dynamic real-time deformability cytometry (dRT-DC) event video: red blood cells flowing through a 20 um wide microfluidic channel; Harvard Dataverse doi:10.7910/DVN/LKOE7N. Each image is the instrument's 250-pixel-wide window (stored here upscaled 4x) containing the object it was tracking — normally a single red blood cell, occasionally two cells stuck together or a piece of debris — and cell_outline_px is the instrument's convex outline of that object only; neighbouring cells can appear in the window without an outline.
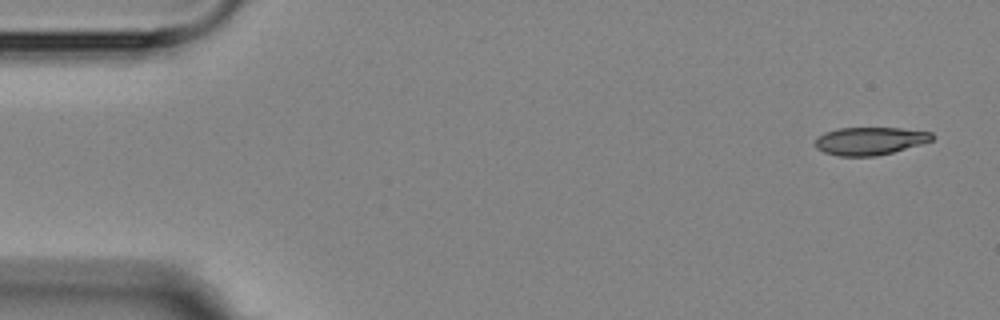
{"species": "Egyptian fruit bat (a non-hibernating species)", "species_latin": "Rousettus aegyptiacus", "temperature_condition": "room temperature", "stored_images_in_passage": 5, "camera_frame_rate_fps": 3000, "um_per_image_px": 0.085, "animal": {"sex": "female"}, "frame": {"image": 1, "passage_image": 1, "time_ms": 0.0, "image_size_px": [1000, 320], "cell_outline_px": [[936, 136], [932, 140], [920, 144], [892, 152], [876, 156], [836, 156], [824, 152], [816, 148], [812, 144], [816, 136], [824, 132], [840, 128], [900, 128], [932, 132]], "centroid_in_image_um": [73.88, 11.98], "position_along_channel_um": 11.1, "area_um2": 19.13}}
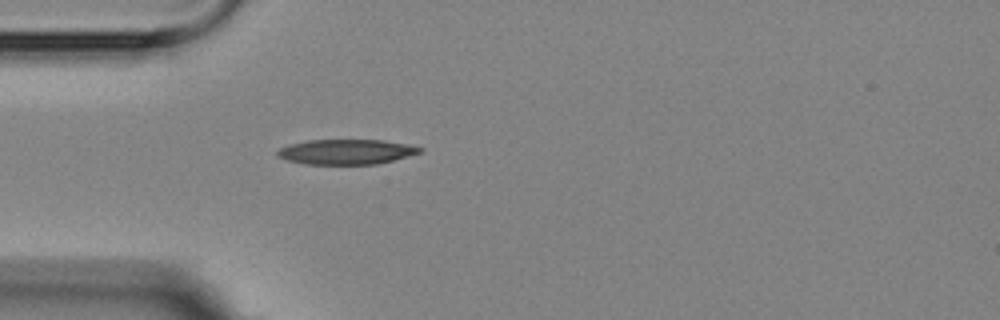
{"frame": {"image": 2, "passage_image": 5, "time_ms": 4.333, "image_size_px": [1000, 320], "cell_outline_px": [[424, 152], [376, 164], [304, 164], [288, 160], [276, 156], [276, 152], [280, 148], [288, 144], [308, 140], [384, 140], [408, 144], [424, 148]], "centroid_in_image_um": [29.44, 12.9], "position_along_channel_um": 55.6, "area_um2": 20.87}}